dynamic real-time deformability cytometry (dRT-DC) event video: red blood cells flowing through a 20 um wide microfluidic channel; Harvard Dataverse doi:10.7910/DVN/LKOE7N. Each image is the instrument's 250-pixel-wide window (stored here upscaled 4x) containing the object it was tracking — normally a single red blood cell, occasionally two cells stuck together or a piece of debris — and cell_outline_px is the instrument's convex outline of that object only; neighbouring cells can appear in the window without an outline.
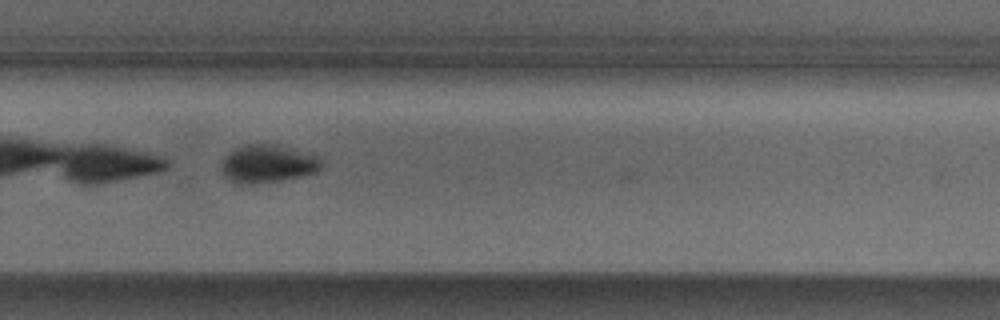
{"species": "Egyptian fruit bat (a non-hibernating species)", "species_latin": "Rousettus aegyptiacus", "temperature_condition": "cold", "stored_images_in_passage": 29, "camera_frame_rate_fps": 3000, "um_per_image_px": 0.085, "animal": {"sex": "male"}, "frame": {"image": 1, "passage_image": 20, "time_ms": 6.333, "image_size_px": [1000, 320], "cell_outline_px": [[320, 168], [316, 172], [300, 176], [280, 180], [252, 184], [248, 184], [228, 180], [224, 176], [220, 168], [220, 164], [224, 156], [228, 152], [236, 148], [248, 144], [276, 144], [292, 148], [316, 156], [320, 160]], "centroid_in_image_um": [22.69, 13.91], "position_along_channel_um": 307.1, "area_um2": 21.96}, "authors_computed_cell_mechanics": {"area_um2": 23.2934, "velocity_mm_per_s": 3.855, "shape_relaxation_time_tau1_ms": 2.1611, "shape_relaxation_time_tau2_ms": null, "deformation_change_tau1": 0.0984, "deformation_change_tau2": null}}